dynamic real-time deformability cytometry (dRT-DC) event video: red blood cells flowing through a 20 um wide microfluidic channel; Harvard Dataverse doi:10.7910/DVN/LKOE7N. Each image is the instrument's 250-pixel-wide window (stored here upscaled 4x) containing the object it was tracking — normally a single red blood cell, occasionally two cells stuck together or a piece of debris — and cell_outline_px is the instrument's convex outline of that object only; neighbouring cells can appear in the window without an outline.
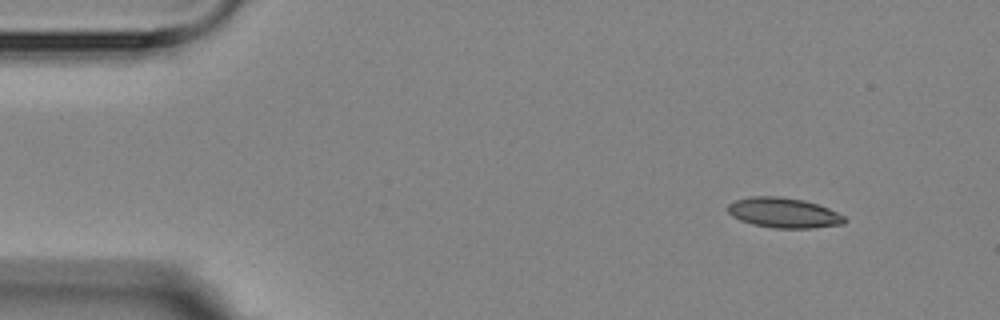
{"species": "Egyptian fruit bat (a non-hibernating species)", "species_latin": "Rousettus aegyptiacus", "temperature_condition": "room temperature", "stored_images_in_passage": 4, "camera_frame_rate_fps": 3000, "um_per_image_px": 0.085, "animal": {"sex": "female"}, "frame": {"image": 1, "passage_image": 1, "time_ms": 0.0, "image_size_px": [1000, 320], "cell_outline_px": [[844, 224], [812, 228], [772, 228], [752, 224], [740, 220], [732, 216], [728, 212], [728, 204], [736, 200], [752, 196], [780, 196], [804, 200], [828, 208], [844, 216]], "centroid_in_image_um": [66.59, 18.09], "position_along_channel_um": 18.4, "area_um2": 20.4}}